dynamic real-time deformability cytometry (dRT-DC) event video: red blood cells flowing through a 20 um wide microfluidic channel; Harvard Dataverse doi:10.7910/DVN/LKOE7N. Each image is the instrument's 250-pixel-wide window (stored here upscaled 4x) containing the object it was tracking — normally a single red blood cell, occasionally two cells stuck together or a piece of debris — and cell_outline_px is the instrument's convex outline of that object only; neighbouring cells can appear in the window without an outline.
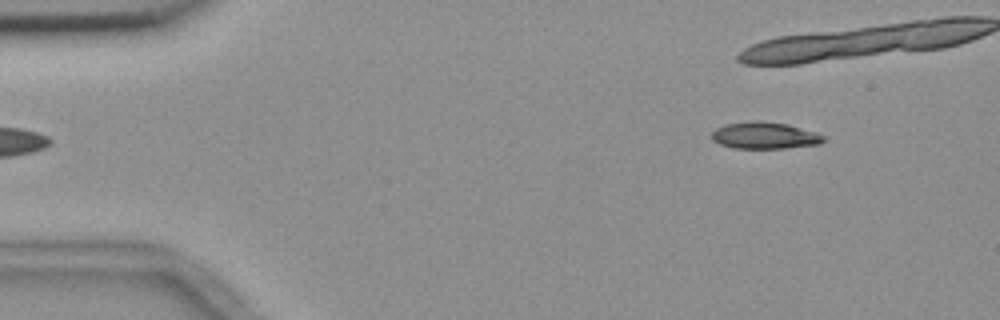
{"species": "common noctule bat (a hibernating species)", "species_latin": "Nyctalus noctula", "temperature_condition": "room temperature", "stored_images_in_passage": 39, "camera_frame_rate_fps": 3000, "um_per_image_px": 0.085, "animal": {"sex": "female", "body_mass_g": 18.4}, "frame": {"image": 1, "passage_image": 1, "time_ms": 0.0, "image_size_px": [1000, 320], "cell_outline_px": [[824, 140], [820, 144], [784, 148], [736, 148], [720, 144], [712, 140], [712, 132], [716, 128], [724, 124], [748, 120], [760, 120], [788, 124], [816, 132], [824, 136]], "centroid_in_image_um": [64.98, 11.5], "position_along_channel_um": 20.0, "area_um2": 17.57}}